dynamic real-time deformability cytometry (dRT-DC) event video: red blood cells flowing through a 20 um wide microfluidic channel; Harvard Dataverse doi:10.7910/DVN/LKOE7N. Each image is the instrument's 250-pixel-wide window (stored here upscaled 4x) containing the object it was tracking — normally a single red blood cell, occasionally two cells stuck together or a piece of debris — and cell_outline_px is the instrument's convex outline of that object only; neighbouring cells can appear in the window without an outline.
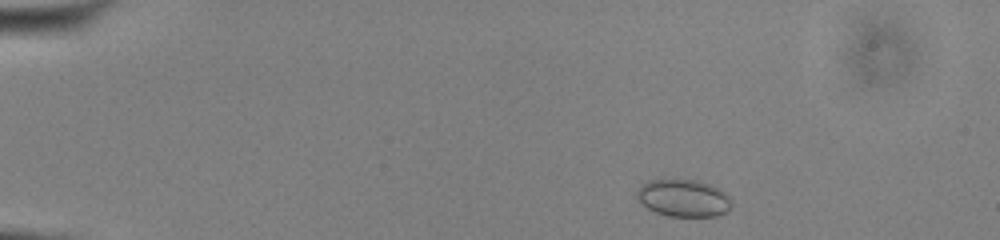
{"species": "common noctule bat (a hibernating species)", "species_latin": "Nyctalus noctula", "temperature_condition": "cold", "stored_images_in_passage": 48, "camera_frame_rate_fps": 3000, "um_per_image_px": 0.085, "animal": {"sex": "male", "body_mass_g": 13.0, "forearm_length_mm": 53.1}, "frame": {"image": 1, "passage_image": 3, "time_ms": 0.667, "image_size_px": [1000, 240], "cell_outline_px": [[732, 208], [728, 212], [716, 216], [668, 216], [656, 212], [648, 208], [636, 196], [636, 192], [640, 184], [648, 180], [700, 180], [724, 192], [732, 200]], "centroid_in_image_um": [58.11, 16.84], "position_along_channel_um": 26.9, "area_um2": 20.58}}
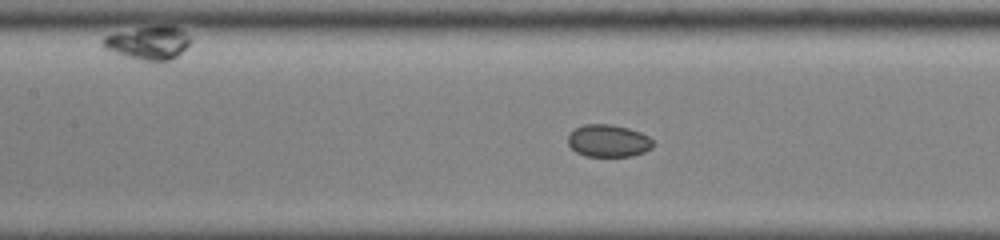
{"frame": {"image": 2, "passage_image": 20, "time_ms": 6.333, "image_size_px": [1000, 240], "cell_outline_px": [[652, 148], [644, 152], [632, 156], [584, 156], [576, 152], [568, 144], [568, 136], [576, 128], [584, 124], [612, 124], [628, 128], [640, 132], [648, 136], [652, 140]], "centroid_in_image_um": [51.7, 11.97], "position_along_channel_um": 155.7, "area_um2": 16.01}}
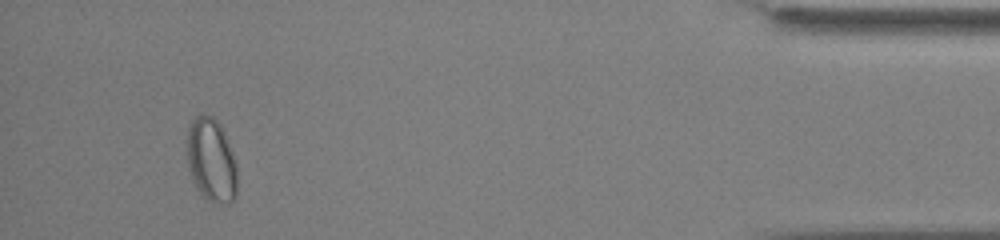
{"frame": {"image": 3, "passage_image": 45, "time_ms": 14.667, "image_size_px": [1000, 240], "cell_outline_px": [[236, 196], [228, 204], [208, 200], [196, 188], [188, 168], [188, 128], [192, 120], [200, 112], [212, 116], [220, 124], [228, 140], [236, 164]], "centroid_in_image_um": [17.96, 13.58], "position_along_channel_um": 417.2, "area_um2": 24.33}}